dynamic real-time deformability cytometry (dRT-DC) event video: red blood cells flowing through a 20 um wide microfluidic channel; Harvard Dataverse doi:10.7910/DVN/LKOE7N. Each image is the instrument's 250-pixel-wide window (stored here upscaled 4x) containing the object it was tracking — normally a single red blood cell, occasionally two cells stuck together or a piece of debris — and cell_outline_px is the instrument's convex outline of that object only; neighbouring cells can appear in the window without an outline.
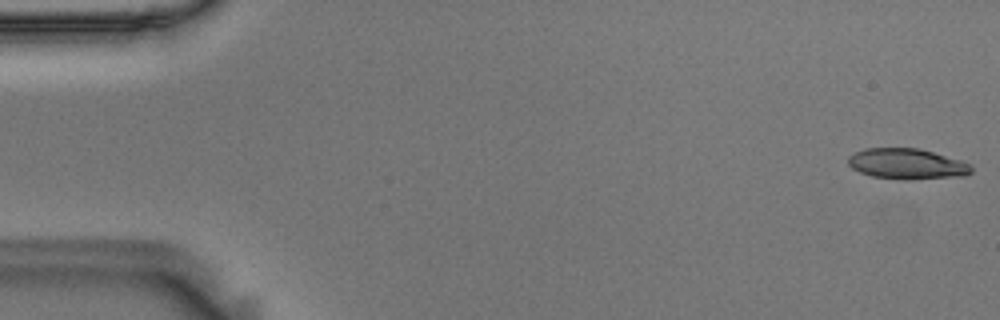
{"species": "Egyptian fruit bat (a non-hibernating species)", "species_latin": "Rousettus aegyptiacus", "temperature_condition": "room temperature", "stored_images_in_passage": 55, "camera_frame_rate_fps": 3000, "um_per_image_px": 0.085, "animal": {"sex": "male"}, "frame": {"image": 1, "passage_image": 1, "time_ms": 0.0, "image_size_px": [1000, 320], "cell_outline_px": [[972, 172], [968, 176], [908, 180], [900, 180], [872, 176], [860, 172], [852, 168], [848, 164], [848, 156], [864, 148], [920, 148], [960, 160], [972, 164]], "centroid_in_image_um": [77.13, 13.94], "position_along_channel_um": 7.9, "area_um2": 22.31}}
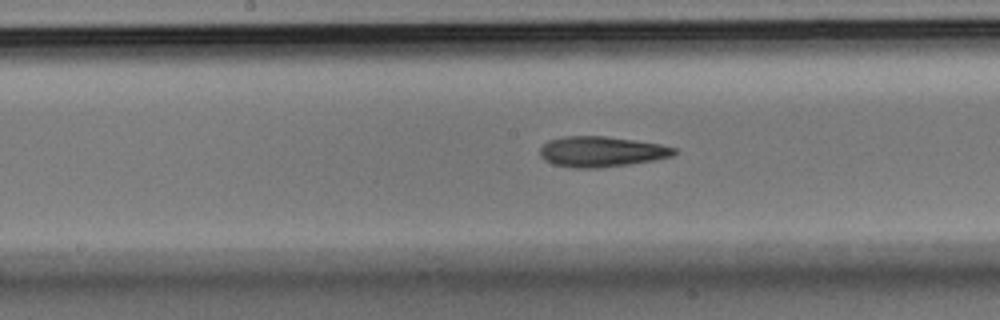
{"frame": {"image": 2, "passage_image": 28, "time_ms": 9.0, "image_size_px": [1000, 320], "cell_outline_px": [[676, 152], [672, 156], [652, 160], [628, 164], [596, 168], [576, 168], [552, 164], [544, 160], [540, 156], [540, 148], [548, 140], [564, 136], [604, 136], [660, 144], [676, 148]], "centroid_in_image_um": [51.07, 12.89], "position_along_channel_um": 197.1, "area_um2": 23.64}}
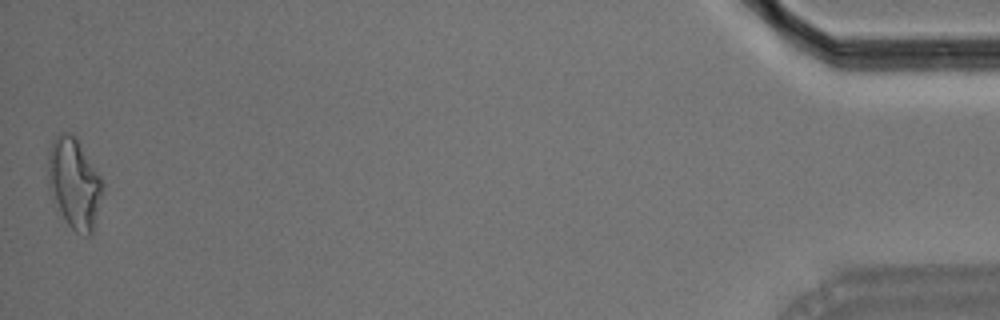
{"frame": {"image": 3, "passage_image": 55, "time_ms": 18.0, "image_size_px": [1000, 320], "cell_outline_px": [[104, 192], [92, 232], [88, 236], [84, 236], [76, 232], [68, 224], [52, 200], [48, 192], [48, 152], [52, 140], [60, 132], [68, 132], [76, 136], [100, 176], [104, 184]], "centroid_in_image_um": [6.3, 15.57], "position_along_channel_um": 428.9, "area_um2": 29.13}, "authors_computed_cell_mechanics": {"area_um2": 23.409, "velocity_mm_per_s": 3.6084, "shape_relaxation_time_tau1_ms": null, "shape_relaxation_time_tau2_ms": 3.8602, "deformation_change_tau1": null, "deformation_change_tau2": 0.1455}}